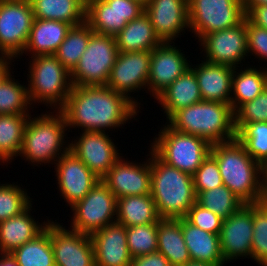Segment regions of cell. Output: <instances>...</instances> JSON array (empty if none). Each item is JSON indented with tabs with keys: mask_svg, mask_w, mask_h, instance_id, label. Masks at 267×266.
Here are the masks:
<instances>
[{
	"mask_svg": "<svg viewBox=\"0 0 267 266\" xmlns=\"http://www.w3.org/2000/svg\"><path fill=\"white\" fill-rule=\"evenodd\" d=\"M115 40L118 52L152 51L162 43L145 12L128 22L115 36Z\"/></svg>",
	"mask_w": 267,
	"mask_h": 266,
	"instance_id": "30",
	"label": "cell"
},
{
	"mask_svg": "<svg viewBox=\"0 0 267 266\" xmlns=\"http://www.w3.org/2000/svg\"><path fill=\"white\" fill-rule=\"evenodd\" d=\"M263 121L267 122V87L254 100L246 102L234 112L236 133L246 123Z\"/></svg>",
	"mask_w": 267,
	"mask_h": 266,
	"instance_id": "42",
	"label": "cell"
},
{
	"mask_svg": "<svg viewBox=\"0 0 267 266\" xmlns=\"http://www.w3.org/2000/svg\"><path fill=\"white\" fill-rule=\"evenodd\" d=\"M196 203L222 219L228 218L245 204L224 185L199 192L196 196Z\"/></svg>",
	"mask_w": 267,
	"mask_h": 266,
	"instance_id": "37",
	"label": "cell"
},
{
	"mask_svg": "<svg viewBox=\"0 0 267 266\" xmlns=\"http://www.w3.org/2000/svg\"><path fill=\"white\" fill-rule=\"evenodd\" d=\"M11 72L0 84V115L31 114L33 107L29 101L27 85L14 78Z\"/></svg>",
	"mask_w": 267,
	"mask_h": 266,
	"instance_id": "36",
	"label": "cell"
},
{
	"mask_svg": "<svg viewBox=\"0 0 267 266\" xmlns=\"http://www.w3.org/2000/svg\"><path fill=\"white\" fill-rule=\"evenodd\" d=\"M34 18L76 26L85 22L86 6L80 0H29Z\"/></svg>",
	"mask_w": 267,
	"mask_h": 266,
	"instance_id": "33",
	"label": "cell"
},
{
	"mask_svg": "<svg viewBox=\"0 0 267 266\" xmlns=\"http://www.w3.org/2000/svg\"><path fill=\"white\" fill-rule=\"evenodd\" d=\"M108 133L83 131L80 136H74L69 144V150L100 180L123 155Z\"/></svg>",
	"mask_w": 267,
	"mask_h": 266,
	"instance_id": "15",
	"label": "cell"
},
{
	"mask_svg": "<svg viewBox=\"0 0 267 266\" xmlns=\"http://www.w3.org/2000/svg\"><path fill=\"white\" fill-rule=\"evenodd\" d=\"M189 29L198 41L211 32L241 23L246 12L241 0H188Z\"/></svg>",
	"mask_w": 267,
	"mask_h": 266,
	"instance_id": "10",
	"label": "cell"
},
{
	"mask_svg": "<svg viewBox=\"0 0 267 266\" xmlns=\"http://www.w3.org/2000/svg\"><path fill=\"white\" fill-rule=\"evenodd\" d=\"M16 59L9 57V56H0V84L3 82V80L11 73L13 72L12 62L14 63Z\"/></svg>",
	"mask_w": 267,
	"mask_h": 266,
	"instance_id": "48",
	"label": "cell"
},
{
	"mask_svg": "<svg viewBox=\"0 0 267 266\" xmlns=\"http://www.w3.org/2000/svg\"><path fill=\"white\" fill-rule=\"evenodd\" d=\"M247 47L249 56L259 58L258 61H267V30L254 25L246 17Z\"/></svg>",
	"mask_w": 267,
	"mask_h": 266,
	"instance_id": "45",
	"label": "cell"
},
{
	"mask_svg": "<svg viewBox=\"0 0 267 266\" xmlns=\"http://www.w3.org/2000/svg\"><path fill=\"white\" fill-rule=\"evenodd\" d=\"M157 251L171 266H185L191 262L182 233V219H160L157 229Z\"/></svg>",
	"mask_w": 267,
	"mask_h": 266,
	"instance_id": "29",
	"label": "cell"
},
{
	"mask_svg": "<svg viewBox=\"0 0 267 266\" xmlns=\"http://www.w3.org/2000/svg\"><path fill=\"white\" fill-rule=\"evenodd\" d=\"M17 184L0 182V222L20 215L33 202L27 189Z\"/></svg>",
	"mask_w": 267,
	"mask_h": 266,
	"instance_id": "39",
	"label": "cell"
},
{
	"mask_svg": "<svg viewBox=\"0 0 267 266\" xmlns=\"http://www.w3.org/2000/svg\"><path fill=\"white\" fill-rule=\"evenodd\" d=\"M130 266H171L168 259L159 251L134 257Z\"/></svg>",
	"mask_w": 267,
	"mask_h": 266,
	"instance_id": "46",
	"label": "cell"
},
{
	"mask_svg": "<svg viewBox=\"0 0 267 266\" xmlns=\"http://www.w3.org/2000/svg\"><path fill=\"white\" fill-rule=\"evenodd\" d=\"M150 63L151 51L119 52L106 86L126 96L141 109L139 94L135 98L132 95L141 92L142 89L148 93Z\"/></svg>",
	"mask_w": 267,
	"mask_h": 266,
	"instance_id": "13",
	"label": "cell"
},
{
	"mask_svg": "<svg viewBox=\"0 0 267 266\" xmlns=\"http://www.w3.org/2000/svg\"><path fill=\"white\" fill-rule=\"evenodd\" d=\"M160 107H163L166 121L180 109L202 101L199 85L190 67L173 83H171L156 99Z\"/></svg>",
	"mask_w": 267,
	"mask_h": 266,
	"instance_id": "26",
	"label": "cell"
},
{
	"mask_svg": "<svg viewBox=\"0 0 267 266\" xmlns=\"http://www.w3.org/2000/svg\"><path fill=\"white\" fill-rule=\"evenodd\" d=\"M30 58L27 92L31 105L34 108L36 104H44L50 110H60L72 88L70 72L54 55Z\"/></svg>",
	"mask_w": 267,
	"mask_h": 266,
	"instance_id": "6",
	"label": "cell"
},
{
	"mask_svg": "<svg viewBox=\"0 0 267 266\" xmlns=\"http://www.w3.org/2000/svg\"><path fill=\"white\" fill-rule=\"evenodd\" d=\"M10 254L19 266H55L50 221L39 235Z\"/></svg>",
	"mask_w": 267,
	"mask_h": 266,
	"instance_id": "34",
	"label": "cell"
},
{
	"mask_svg": "<svg viewBox=\"0 0 267 266\" xmlns=\"http://www.w3.org/2000/svg\"><path fill=\"white\" fill-rule=\"evenodd\" d=\"M236 138L255 161L261 165L267 161V122L246 123Z\"/></svg>",
	"mask_w": 267,
	"mask_h": 266,
	"instance_id": "38",
	"label": "cell"
},
{
	"mask_svg": "<svg viewBox=\"0 0 267 266\" xmlns=\"http://www.w3.org/2000/svg\"><path fill=\"white\" fill-rule=\"evenodd\" d=\"M33 21L29 0H0V56L17 60L26 47Z\"/></svg>",
	"mask_w": 267,
	"mask_h": 266,
	"instance_id": "11",
	"label": "cell"
},
{
	"mask_svg": "<svg viewBox=\"0 0 267 266\" xmlns=\"http://www.w3.org/2000/svg\"><path fill=\"white\" fill-rule=\"evenodd\" d=\"M185 266H225V265H215V264L191 261V262L187 263Z\"/></svg>",
	"mask_w": 267,
	"mask_h": 266,
	"instance_id": "52",
	"label": "cell"
},
{
	"mask_svg": "<svg viewBox=\"0 0 267 266\" xmlns=\"http://www.w3.org/2000/svg\"><path fill=\"white\" fill-rule=\"evenodd\" d=\"M182 233L191 261L226 265L221 253L218 234L197 228L186 218L182 219Z\"/></svg>",
	"mask_w": 267,
	"mask_h": 266,
	"instance_id": "27",
	"label": "cell"
},
{
	"mask_svg": "<svg viewBox=\"0 0 267 266\" xmlns=\"http://www.w3.org/2000/svg\"><path fill=\"white\" fill-rule=\"evenodd\" d=\"M0 266H19L11 254L0 253Z\"/></svg>",
	"mask_w": 267,
	"mask_h": 266,
	"instance_id": "51",
	"label": "cell"
},
{
	"mask_svg": "<svg viewBox=\"0 0 267 266\" xmlns=\"http://www.w3.org/2000/svg\"><path fill=\"white\" fill-rule=\"evenodd\" d=\"M196 196L193 176L166 164L151 151V197L160 218H186Z\"/></svg>",
	"mask_w": 267,
	"mask_h": 266,
	"instance_id": "4",
	"label": "cell"
},
{
	"mask_svg": "<svg viewBox=\"0 0 267 266\" xmlns=\"http://www.w3.org/2000/svg\"><path fill=\"white\" fill-rule=\"evenodd\" d=\"M158 222L126 227V241L132 258L157 251Z\"/></svg>",
	"mask_w": 267,
	"mask_h": 266,
	"instance_id": "41",
	"label": "cell"
},
{
	"mask_svg": "<svg viewBox=\"0 0 267 266\" xmlns=\"http://www.w3.org/2000/svg\"><path fill=\"white\" fill-rule=\"evenodd\" d=\"M148 152L143 162L121 156L101 179L117 199L151 194V150Z\"/></svg>",
	"mask_w": 267,
	"mask_h": 266,
	"instance_id": "16",
	"label": "cell"
},
{
	"mask_svg": "<svg viewBox=\"0 0 267 266\" xmlns=\"http://www.w3.org/2000/svg\"><path fill=\"white\" fill-rule=\"evenodd\" d=\"M193 183L196 195L223 185L217 161L210 154L194 173Z\"/></svg>",
	"mask_w": 267,
	"mask_h": 266,
	"instance_id": "43",
	"label": "cell"
},
{
	"mask_svg": "<svg viewBox=\"0 0 267 266\" xmlns=\"http://www.w3.org/2000/svg\"><path fill=\"white\" fill-rule=\"evenodd\" d=\"M246 17L256 26L267 30V5L253 6L246 12Z\"/></svg>",
	"mask_w": 267,
	"mask_h": 266,
	"instance_id": "47",
	"label": "cell"
},
{
	"mask_svg": "<svg viewBox=\"0 0 267 266\" xmlns=\"http://www.w3.org/2000/svg\"><path fill=\"white\" fill-rule=\"evenodd\" d=\"M72 25L57 20H42L34 18L28 42L23 53L17 58L35 57L38 55H53L67 36Z\"/></svg>",
	"mask_w": 267,
	"mask_h": 266,
	"instance_id": "25",
	"label": "cell"
},
{
	"mask_svg": "<svg viewBox=\"0 0 267 266\" xmlns=\"http://www.w3.org/2000/svg\"><path fill=\"white\" fill-rule=\"evenodd\" d=\"M50 240L55 266H96L90 235L50 219Z\"/></svg>",
	"mask_w": 267,
	"mask_h": 266,
	"instance_id": "18",
	"label": "cell"
},
{
	"mask_svg": "<svg viewBox=\"0 0 267 266\" xmlns=\"http://www.w3.org/2000/svg\"><path fill=\"white\" fill-rule=\"evenodd\" d=\"M117 198L101 181L80 201L70 207V227L82 234L92 235L116 222Z\"/></svg>",
	"mask_w": 267,
	"mask_h": 266,
	"instance_id": "9",
	"label": "cell"
},
{
	"mask_svg": "<svg viewBox=\"0 0 267 266\" xmlns=\"http://www.w3.org/2000/svg\"><path fill=\"white\" fill-rule=\"evenodd\" d=\"M31 114L0 115V165H9L19 156L24 130Z\"/></svg>",
	"mask_w": 267,
	"mask_h": 266,
	"instance_id": "32",
	"label": "cell"
},
{
	"mask_svg": "<svg viewBox=\"0 0 267 266\" xmlns=\"http://www.w3.org/2000/svg\"><path fill=\"white\" fill-rule=\"evenodd\" d=\"M251 260L267 266V203H253V239Z\"/></svg>",
	"mask_w": 267,
	"mask_h": 266,
	"instance_id": "40",
	"label": "cell"
},
{
	"mask_svg": "<svg viewBox=\"0 0 267 266\" xmlns=\"http://www.w3.org/2000/svg\"><path fill=\"white\" fill-rule=\"evenodd\" d=\"M118 53L114 36L93 33L78 64L70 72L72 86H106Z\"/></svg>",
	"mask_w": 267,
	"mask_h": 266,
	"instance_id": "8",
	"label": "cell"
},
{
	"mask_svg": "<svg viewBox=\"0 0 267 266\" xmlns=\"http://www.w3.org/2000/svg\"><path fill=\"white\" fill-rule=\"evenodd\" d=\"M145 13L161 42H174L190 31L188 0H149Z\"/></svg>",
	"mask_w": 267,
	"mask_h": 266,
	"instance_id": "21",
	"label": "cell"
},
{
	"mask_svg": "<svg viewBox=\"0 0 267 266\" xmlns=\"http://www.w3.org/2000/svg\"><path fill=\"white\" fill-rule=\"evenodd\" d=\"M261 197L267 203V161L261 165Z\"/></svg>",
	"mask_w": 267,
	"mask_h": 266,
	"instance_id": "49",
	"label": "cell"
},
{
	"mask_svg": "<svg viewBox=\"0 0 267 266\" xmlns=\"http://www.w3.org/2000/svg\"><path fill=\"white\" fill-rule=\"evenodd\" d=\"M197 42L204 61L232 68L249 65L243 64L248 60L246 18L234 27L204 35Z\"/></svg>",
	"mask_w": 267,
	"mask_h": 266,
	"instance_id": "12",
	"label": "cell"
},
{
	"mask_svg": "<svg viewBox=\"0 0 267 266\" xmlns=\"http://www.w3.org/2000/svg\"><path fill=\"white\" fill-rule=\"evenodd\" d=\"M176 131L197 135L211 145L236 138L230 104L202 100L175 112L166 122Z\"/></svg>",
	"mask_w": 267,
	"mask_h": 266,
	"instance_id": "5",
	"label": "cell"
},
{
	"mask_svg": "<svg viewBox=\"0 0 267 266\" xmlns=\"http://www.w3.org/2000/svg\"><path fill=\"white\" fill-rule=\"evenodd\" d=\"M145 12L136 0H89L85 22L94 33L116 36L128 22Z\"/></svg>",
	"mask_w": 267,
	"mask_h": 266,
	"instance_id": "14",
	"label": "cell"
},
{
	"mask_svg": "<svg viewBox=\"0 0 267 266\" xmlns=\"http://www.w3.org/2000/svg\"><path fill=\"white\" fill-rule=\"evenodd\" d=\"M245 12L253 6L267 5V0H241Z\"/></svg>",
	"mask_w": 267,
	"mask_h": 266,
	"instance_id": "50",
	"label": "cell"
},
{
	"mask_svg": "<svg viewBox=\"0 0 267 266\" xmlns=\"http://www.w3.org/2000/svg\"><path fill=\"white\" fill-rule=\"evenodd\" d=\"M96 266H130L132 257L126 241V227L118 222L90 235Z\"/></svg>",
	"mask_w": 267,
	"mask_h": 266,
	"instance_id": "22",
	"label": "cell"
},
{
	"mask_svg": "<svg viewBox=\"0 0 267 266\" xmlns=\"http://www.w3.org/2000/svg\"><path fill=\"white\" fill-rule=\"evenodd\" d=\"M160 219L151 194L117 199L116 222L125 227L152 224Z\"/></svg>",
	"mask_w": 267,
	"mask_h": 266,
	"instance_id": "31",
	"label": "cell"
},
{
	"mask_svg": "<svg viewBox=\"0 0 267 266\" xmlns=\"http://www.w3.org/2000/svg\"><path fill=\"white\" fill-rule=\"evenodd\" d=\"M159 131L148 150L166 164L193 176L210 154L212 145L197 135L176 131L166 122Z\"/></svg>",
	"mask_w": 267,
	"mask_h": 266,
	"instance_id": "7",
	"label": "cell"
},
{
	"mask_svg": "<svg viewBox=\"0 0 267 266\" xmlns=\"http://www.w3.org/2000/svg\"><path fill=\"white\" fill-rule=\"evenodd\" d=\"M252 239L253 203L244 204L234 214L223 219L219 240L225 263H233L237 259H251Z\"/></svg>",
	"mask_w": 267,
	"mask_h": 266,
	"instance_id": "17",
	"label": "cell"
},
{
	"mask_svg": "<svg viewBox=\"0 0 267 266\" xmlns=\"http://www.w3.org/2000/svg\"><path fill=\"white\" fill-rule=\"evenodd\" d=\"M175 42H162L151 51L148 93L157 98L171 83L190 68L191 62Z\"/></svg>",
	"mask_w": 267,
	"mask_h": 266,
	"instance_id": "19",
	"label": "cell"
},
{
	"mask_svg": "<svg viewBox=\"0 0 267 266\" xmlns=\"http://www.w3.org/2000/svg\"><path fill=\"white\" fill-rule=\"evenodd\" d=\"M80 1L86 6L89 0H80Z\"/></svg>",
	"mask_w": 267,
	"mask_h": 266,
	"instance_id": "54",
	"label": "cell"
},
{
	"mask_svg": "<svg viewBox=\"0 0 267 266\" xmlns=\"http://www.w3.org/2000/svg\"><path fill=\"white\" fill-rule=\"evenodd\" d=\"M44 113L36 114L37 117L30 115L19 154L34 167L53 165L69 151L70 137H67L69 132L64 115L60 110H46Z\"/></svg>",
	"mask_w": 267,
	"mask_h": 266,
	"instance_id": "2",
	"label": "cell"
},
{
	"mask_svg": "<svg viewBox=\"0 0 267 266\" xmlns=\"http://www.w3.org/2000/svg\"><path fill=\"white\" fill-rule=\"evenodd\" d=\"M191 65L194 70L202 100L230 104L234 68L213 64L203 59Z\"/></svg>",
	"mask_w": 267,
	"mask_h": 266,
	"instance_id": "23",
	"label": "cell"
},
{
	"mask_svg": "<svg viewBox=\"0 0 267 266\" xmlns=\"http://www.w3.org/2000/svg\"><path fill=\"white\" fill-rule=\"evenodd\" d=\"M68 132H107L138 120L141 110L126 96L107 86H72L65 105L60 109ZM137 116V117H136ZM110 129V130H109ZM112 129V130H111Z\"/></svg>",
	"mask_w": 267,
	"mask_h": 266,
	"instance_id": "1",
	"label": "cell"
},
{
	"mask_svg": "<svg viewBox=\"0 0 267 266\" xmlns=\"http://www.w3.org/2000/svg\"><path fill=\"white\" fill-rule=\"evenodd\" d=\"M93 33L94 31L86 22L72 26L53 54L69 72L78 64Z\"/></svg>",
	"mask_w": 267,
	"mask_h": 266,
	"instance_id": "35",
	"label": "cell"
},
{
	"mask_svg": "<svg viewBox=\"0 0 267 266\" xmlns=\"http://www.w3.org/2000/svg\"><path fill=\"white\" fill-rule=\"evenodd\" d=\"M265 68V69H264ZM267 87V67L234 68L230 105L235 112L241 105L254 100Z\"/></svg>",
	"mask_w": 267,
	"mask_h": 266,
	"instance_id": "28",
	"label": "cell"
},
{
	"mask_svg": "<svg viewBox=\"0 0 267 266\" xmlns=\"http://www.w3.org/2000/svg\"><path fill=\"white\" fill-rule=\"evenodd\" d=\"M59 196L63 197L66 206H73L82 200L100 180L70 150L63 154L54 164Z\"/></svg>",
	"mask_w": 267,
	"mask_h": 266,
	"instance_id": "20",
	"label": "cell"
},
{
	"mask_svg": "<svg viewBox=\"0 0 267 266\" xmlns=\"http://www.w3.org/2000/svg\"><path fill=\"white\" fill-rule=\"evenodd\" d=\"M141 3L143 6H146L149 3V0H136Z\"/></svg>",
	"mask_w": 267,
	"mask_h": 266,
	"instance_id": "53",
	"label": "cell"
},
{
	"mask_svg": "<svg viewBox=\"0 0 267 266\" xmlns=\"http://www.w3.org/2000/svg\"><path fill=\"white\" fill-rule=\"evenodd\" d=\"M186 219L197 228L218 235L223 222V219L220 216L203 208L196 202L189 209Z\"/></svg>",
	"mask_w": 267,
	"mask_h": 266,
	"instance_id": "44",
	"label": "cell"
},
{
	"mask_svg": "<svg viewBox=\"0 0 267 266\" xmlns=\"http://www.w3.org/2000/svg\"><path fill=\"white\" fill-rule=\"evenodd\" d=\"M32 205L20 215L0 222L1 254L12 253L15 249L35 238L46 228L50 220L47 218L46 221L40 223L38 219H35L31 213L34 209Z\"/></svg>",
	"mask_w": 267,
	"mask_h": 266,
	"instance_id": "24",
	"label": "cell"
},
{
	"mask_svg": "<svg viewBox=\"0 0 267 266\" xmlns=\"http://www.w3.org/2000/svg\"><path fill=\"white\" fill-rule=\"evenodd\" d=\"M223 185L245 204L262 202L261 164L255 161L237 138L211 146Z\"/></svg>",
	"mask_w": 267,
	"mask_h": 266,
	"instance_id": "3",
	"label": "cell"
}]
</instances>
